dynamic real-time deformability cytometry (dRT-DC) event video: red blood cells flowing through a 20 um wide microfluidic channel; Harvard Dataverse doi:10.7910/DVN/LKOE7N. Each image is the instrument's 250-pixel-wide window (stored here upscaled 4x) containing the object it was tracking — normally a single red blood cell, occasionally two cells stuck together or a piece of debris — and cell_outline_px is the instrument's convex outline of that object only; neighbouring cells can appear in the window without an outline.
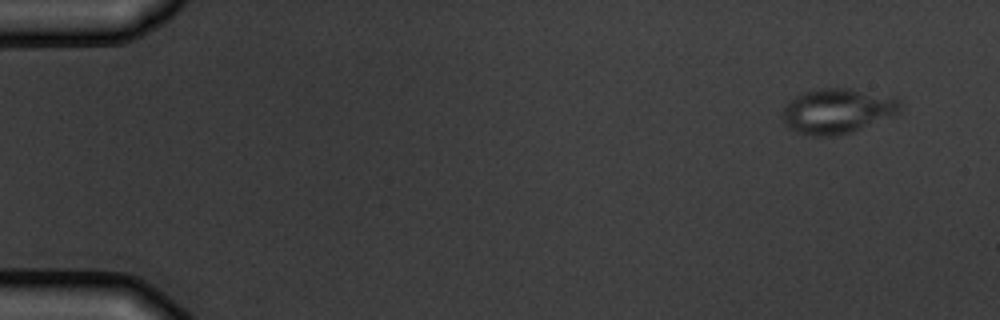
{"species": "common noctule bat (a hibernating species)", "species_latin": "Nyctalus noctula", "temperature_condition": "warm", "stored_images_in_passage": 6, "camera_frame_rate_fps": 3000, "um_per_image_px": 0.085, "animal": {"sex": "male", "body_mass_g": 19.5, "forearm_length_mm": 54.6}, "frame": {"image": 1, "passage_image": 1, "time_ms": 0.0, "image_size_px": [1000, 320], "cell_outline_px": [[904, 104], [900, 112], [896, 116], [852, 132], [832, 136], [812, 136], [796, 132], [788, 128], [784, 120], [784, 108], [788, 100], [804, 92], [820, 88], [848, 88], [900, 96]], "centroid_in_image_um": [71.3, 9.42], "position_along_channel_um": 13.7, "area_um2": 31.67}}